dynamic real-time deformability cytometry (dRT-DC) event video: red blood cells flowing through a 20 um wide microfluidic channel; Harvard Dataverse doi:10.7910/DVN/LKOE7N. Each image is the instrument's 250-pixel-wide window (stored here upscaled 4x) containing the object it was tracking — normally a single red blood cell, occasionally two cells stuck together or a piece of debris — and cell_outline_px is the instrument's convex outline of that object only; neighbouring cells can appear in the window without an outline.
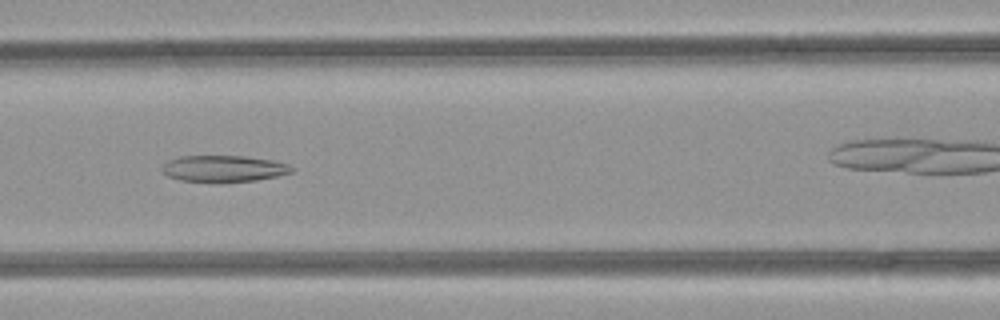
{"species": "common noctule bat (a hibernating species)", "species_latin": "Nyctalus noctula", "temperature_condition": "room temperature", "stored_images_in_passage": 42, "camera_frame_rate_fps": 3000, "um_per_image_px": 0.085, "animal": {"sex": "female", "body_mass_g": 21.9}, "frame": {"image": 1, "passage_image": 20, "time_ms": 6.333, "image_size_px": [1000, 320], "cell_outline_px": [[296, 168], [292, 172], [276, 176], [256, 180], [216, 184], [180, 180], [168, 176], [160, 168], [168, 160], [180, 156], [244, 156], [272, 160], [288, 164]], "centroid_in_image_um": [19.0, 14.35], "position_along_channel_um": 147.6, "area_um2": 20.46}}
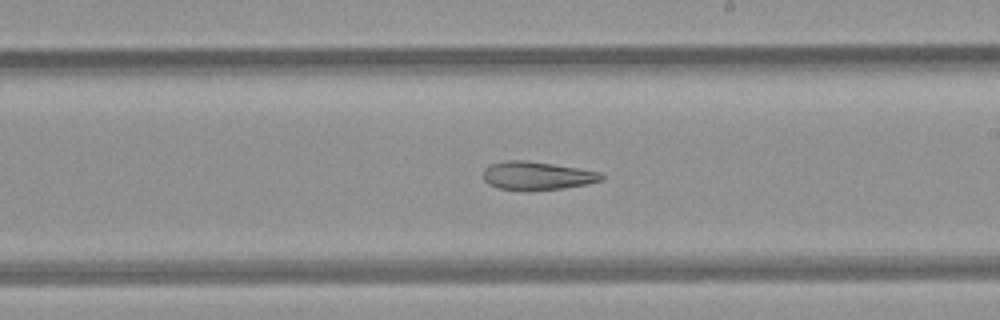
{"frame": {"image": 2, "passage_image": 27, "time_ms": 8.667, "image_size_px": [1000, 320], "cell_outline_px": [[604, 180], [588, 184], [564, 188], [528, 192], [500, 188], [488, 184], [484, 180], [484, 168], [492, 164], [508, 160], [524, 160], [552, 164], [600, 172], [604, 176]], "centroid_in_image_um": [45.66, 14.96], "position_along_channel_um": 243.3, "area_um2": 19.65}}
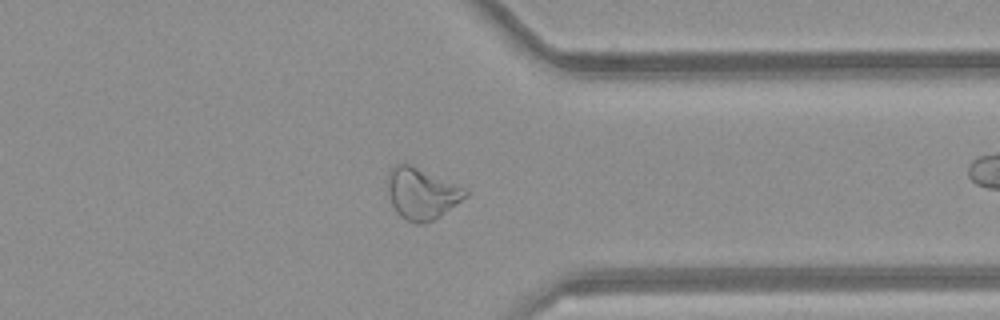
{"frame": {"image": 3, "passage_image": 37, "time_ms": 12.0, "image_size_px": [1000, 320], "cell_outline_px": [[468, 196], [440, 216], [432, 220], [420, 224], [416, 224], [404, 220], [396, 212], [388, 196], [388, 172], [400, 160], [412, 164], [468, 188]], "centroid_in_image_um": [35.85, 16.42], "position_along_channel_um": 375.6, "area_um2": 23.87}}